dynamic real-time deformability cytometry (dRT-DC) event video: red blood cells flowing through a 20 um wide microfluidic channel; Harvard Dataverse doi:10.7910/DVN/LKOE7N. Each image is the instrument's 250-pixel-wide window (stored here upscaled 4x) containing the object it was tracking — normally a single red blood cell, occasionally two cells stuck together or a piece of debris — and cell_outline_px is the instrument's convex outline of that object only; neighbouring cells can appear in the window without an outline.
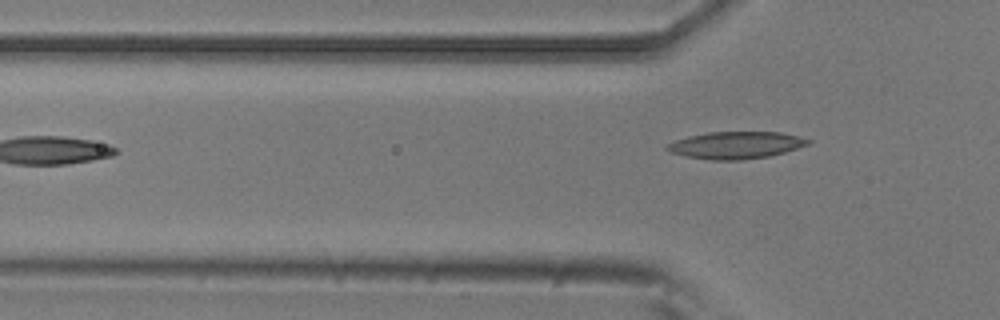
{"species": "common noctule bat (a hibernating species)", "species_latin": "Nyctalus noctula", "temperature_condition": "room temperature", "stored_images_in_passage": 5, "camera_frame_rate_fps": 3000, "um_per_image_px": 0.085, "animal": {"sex": "male", "body_mass_g": 20.5, "forearm_length_mm": 52.5}, "frame": {"image": 1, "passage_image": 5, "time_ms": 1.333, "image_size_px": [1000, 320], "cell_outline_px": [[812, 144], [784, 152], [768, 156], [744, 160], [712, 160], [684, 156], [668, 152], [664, 148], [664, 144], [688, 136], [708, 132], [780, 132], [812, 140]], "centroid_in_image_um": [62.51, 12.34], "position_along_channel_um": 63.3, "area_um2": 22.48}}